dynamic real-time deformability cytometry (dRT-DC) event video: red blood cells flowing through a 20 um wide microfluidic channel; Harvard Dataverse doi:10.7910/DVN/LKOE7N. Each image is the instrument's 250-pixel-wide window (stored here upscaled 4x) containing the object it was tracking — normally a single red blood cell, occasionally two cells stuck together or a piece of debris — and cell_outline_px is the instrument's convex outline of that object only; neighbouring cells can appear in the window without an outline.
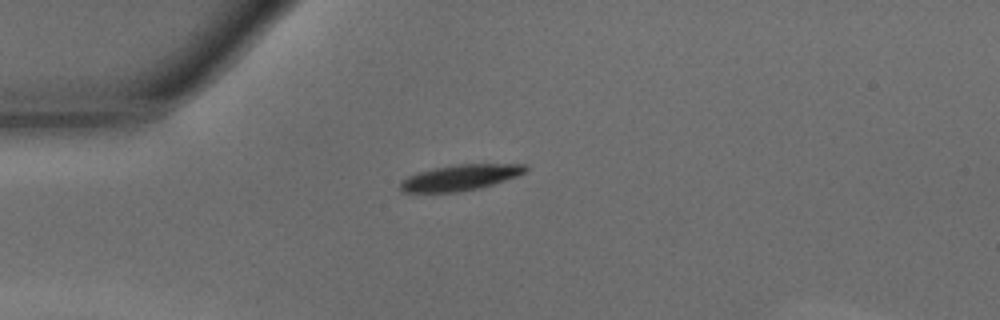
{"species": "common noctule bat (a hibernating species)", "species_latin": "Nyctalus noctula", "temperature_condition": "warm", "stored_images_in_passage": 21, "camera_frame_rate_fps": 3000, "um_per_image_px": 0.085, "animal": {"sex": "male", "body_mass_g": 15.6}, "frame": {"image": 1, "passage_image": 1, "time_ms": 0.0, "image_size_px": [1000, 320], "cell_outline_px": [[528, 168], [524, 172], [516, 176], [480, 188], [456, 192], [404, 192], [400, 188], [400, 180], [416, 172], [432, 168], [456, 164], [528, 164]], "centroid_in_image_um": [39.08, 15.08], "position_along_channel_um": 45.9, "area_um2": 18.79}}
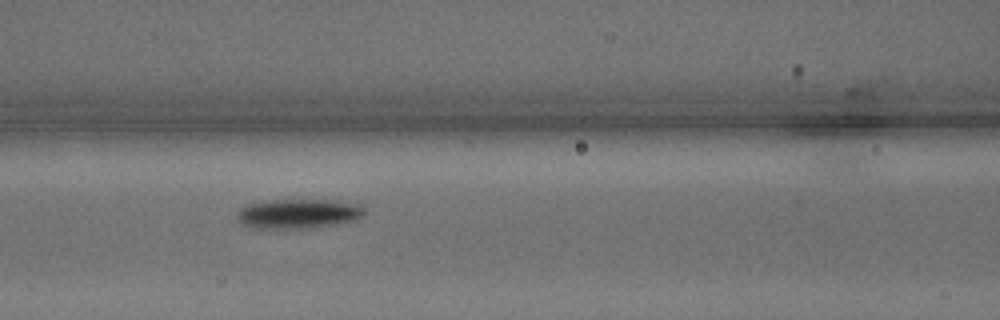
{"frame": {"image": 2, "passage_image": 9, "time_ms": 2.667, "image_size_px": [1000, 320], "cell_outline_px": [[368, 212], [364, 216], [356, 220], [336, 224], [312, 228], [252, 228], [236, 220], [236, 212], [240, 208], [248, 204], [276, 200], [332, 200], [360, 204]], "centroid_in_image_um": [25.4, 18.17], "position_along_channel_um": 141.2, "area_um2": 22.14}}
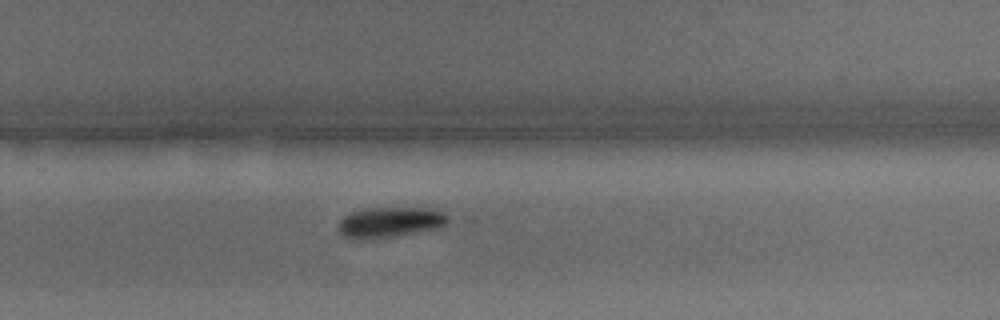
{"frame": {"image": 3, "passage_image": 20, "time_ms": 6.333, "image_size_px": [1000, 320], "cell_outline_px": [[452, 220], [440, 228], [396, 236], [372, 240], [348, 240], [340, 232], [340, 220], [344, 216], [352, 212], [364, 208], [432, 208], [444, 212]], "centroid_in_image_um": [33.18, 18.91], "position_along_channel_um": 296.6, "area_um2": 19.94}}